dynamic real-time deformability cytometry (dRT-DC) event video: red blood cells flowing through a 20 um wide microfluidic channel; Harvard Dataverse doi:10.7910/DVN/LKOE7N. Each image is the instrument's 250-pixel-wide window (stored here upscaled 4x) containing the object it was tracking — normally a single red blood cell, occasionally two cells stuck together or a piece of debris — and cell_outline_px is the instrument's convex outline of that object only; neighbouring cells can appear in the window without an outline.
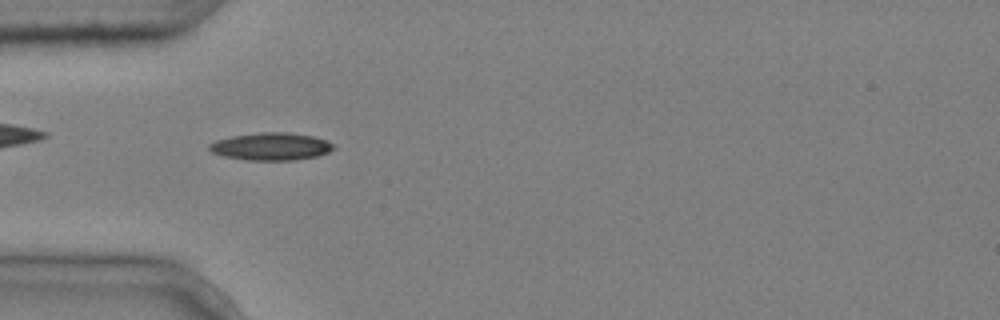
{"species": "common noctule bat (a hibernating species)", "species_latin": "Nyctalus noctula", "temperature_condition": "cold", "stored_images_in_passage": 5, "camera_frame_rate_fps": 3000, "um_per_image_px": 0.085, "animal": {"sex": "male", "body_mass_g": 20.4}, "frame": {"image": 1, "passage_image": 4, "time_ms": 1.0, "image_size_px": [1000, 320], "cell_outline_px": [[336, 148], [328, 152], [316, 156], [292, 160], [248, 160], [224, 156], [212, 152], [208, 148], [208, 144], [216, 140], [232, 136], [260, 132], [288, 132], [312, 136], [336, 144]], "centroid_in_image_um": [23.04, 12.44], "position_along_channel_um": 62.0, "area_um2": 19.88}}